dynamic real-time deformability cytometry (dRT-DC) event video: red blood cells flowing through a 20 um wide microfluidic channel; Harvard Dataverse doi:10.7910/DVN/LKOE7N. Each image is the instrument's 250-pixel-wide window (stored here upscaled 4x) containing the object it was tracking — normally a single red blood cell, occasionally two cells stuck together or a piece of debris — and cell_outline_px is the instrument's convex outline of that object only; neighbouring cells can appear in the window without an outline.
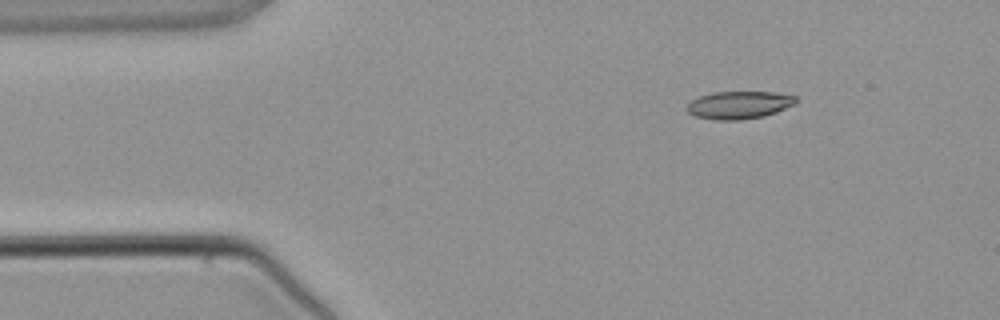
{"species": "common noctule bat (a hibernating species)", "species_latin": "Nyctalus noctula", "temperature_condition": "warm", "stored_images_in_passage": 3, "camera_frame_rate_fps": 3000, "um_per_image_px": 0.085, "animal": {"sex": "male", "body_mass_g": 21.5, "forearm_length_mm": 52.0}, "frame": {"image": 1, "passage_image": 1, "time_ms": 0.0, "image_size_px": [1000, 320], "cell_outline_px": [[796, 104], [776, 112], [764, 116], [740, 120], [716, 120], [696, 116], [688, 112], [684, 108], [692, 100], [700, 96], [712, 92], [772, 92], [796, 96]], "centroid_in_image_um": [62.81, 8.92], "position_along_channel_um": 22.2, "area_um2": 17.57}}
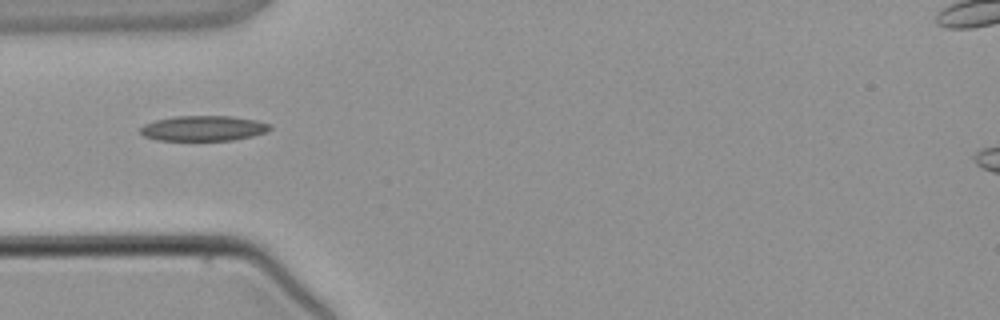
{"frame": {"image": 2, "passage_image": 3, "time_ms": 2.333, "image_size_px": [1000, 320], "cell_outline_px": [[272, 128], [268, 132], [252, 136], [232, 140], [156, 140], [144, 136], [140, 132], [140, 128], [144, 124], [156, 120], [176, 116], [232, 116], [256, 120], [272, 124]], "centroid_in_image_um": [17.32, 10.9], "position_along_channel_um": 67.7, "area_um2": 19.13}}